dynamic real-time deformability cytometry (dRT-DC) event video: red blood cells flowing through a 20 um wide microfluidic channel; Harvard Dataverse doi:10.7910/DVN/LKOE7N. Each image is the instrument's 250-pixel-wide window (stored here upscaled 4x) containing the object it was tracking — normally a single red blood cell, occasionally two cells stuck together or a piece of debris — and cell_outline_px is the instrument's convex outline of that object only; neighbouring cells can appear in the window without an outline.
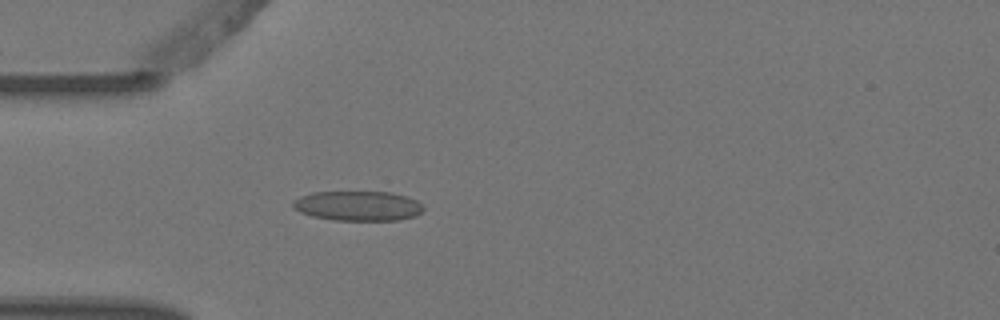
{"species": "Egyptian fruit bat (a non-hibernating species)", "species_latin": "Rousettus aegyptiacus", "temperature_condition": "warm", "stored_images_in_passage": 5, "camera_frame_rate_fps": 3000, "um_per_image_px": 0.085, "animal": {"sex": "female"}, "frame": {"image": 1, "passage_image": 5, "time_ms": 1.333, "image_size_px": [1000, 320], "cell_outline_px": [[424, 208], [416, 216], [400, 220], [336, 220], [312, 216], [300, 212], [292, 208], [292, 204], [300, 196], [312, 192], [388, 192], [408, 196], [416, 200]], "centroid_in_image_um": [30.43, 17.5], "position_along_channel_um": 54.6, "area_um2": 22.6}}